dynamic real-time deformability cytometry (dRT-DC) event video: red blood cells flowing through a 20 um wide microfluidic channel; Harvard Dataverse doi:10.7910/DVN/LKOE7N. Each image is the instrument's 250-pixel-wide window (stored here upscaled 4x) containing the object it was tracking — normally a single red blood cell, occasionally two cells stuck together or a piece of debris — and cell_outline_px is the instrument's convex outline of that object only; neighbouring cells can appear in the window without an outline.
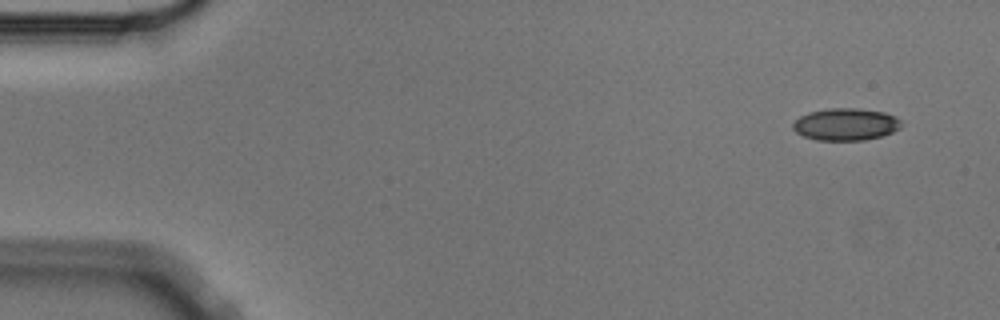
{"species": "Egyptian fruit bat (a non-hibernating species)", "species_latin": "Rousettus aegyptiacus", "temperature_condition": "cold", "stored_images_in_passage": 8, "camera_frame_rate_fps": 3000, "um_per_image_px": 0.085, "animal": {"sex": "male"}, "frame": {"image": 1, "passage_image": 1, "time_ms": 0.0, "image_size_px": [1000, 320], "cell_outline_px": [[900, 128], [892, 132], [880, 136], [864, 140], [816, 140], [804, 136], [796, 132], [792, 128], [792, 124], [800, 116], [808, 112], [828, 108], [860, 108], [884, 112], [896, 116], [900, 120]], "centroid_in_image_um": [71.87, 10.56], "position_along_channel_um": 13.1, "area_um2": 20.35}}
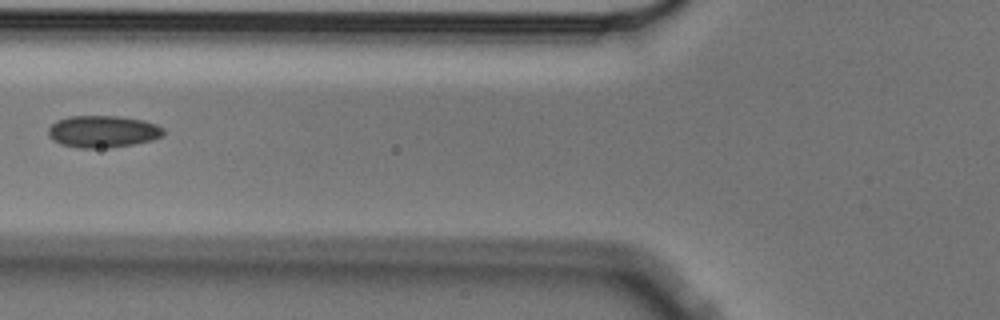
{"frame": {"image": 2, "passage_image": 6, "time_ms": 1.667, "image_size_px": [1000, 320], "cell_outline_px": [[164, 136], [152, 140], [112, 148], [76, 148], [60, 144], [52, 140], [48, 136], [48, 128], [56, 120], [68, 116], [120, 116], [144, 120], [156, 124], [164, 128]], "centroid_in_image_um": [8.73, 11.18], "position_along_channel_um": 117.1, "area_um2": 21.85}}
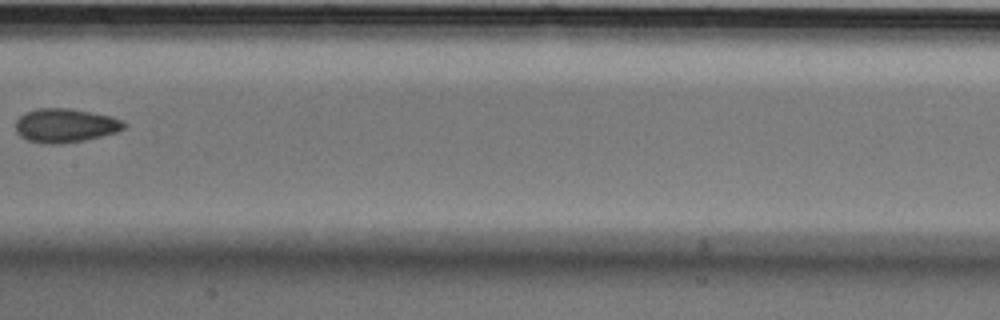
{"frame": {"image": 3, "passage_image": 8, "time_ms": 2.333, "image_size_px": [1000, 320], "cell_outline_px": [[128, 124], [124, 128], [116, 132], [84, 140], [56, 144], [48, 144], [28, 140], [20, 136], [16, 132], [16, 120], [24, 112], [36, 108], [68, 108], [112, 116]], "centroid_in_image_um": [5.52, 10.65], "position_along_channel_um": 201.9, "area_um2": 21.33}}